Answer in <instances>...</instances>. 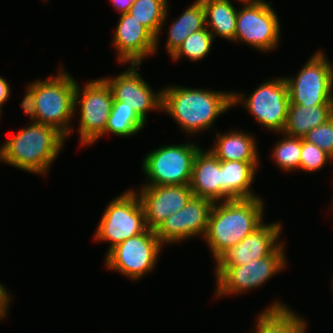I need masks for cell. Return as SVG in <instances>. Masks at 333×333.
I'll return each instance as SVG.
<instances>
[{"instance_id": "cell-34", "label": "cell", "mask_w": 333, "mask_h": 333, "mask_svg": "<svg viewBox=\"0 0 333 333\" xmlns=\"http://www.w3.org/2000/svg\"><path fill=\"white\" fill-rule=\"evenodd\" d=\"M237 1H239L242 4H245V3H255L261 0H237Z\"/></svg>"}, {"instance_id": "cell-11", "label": "cell", "mask_w": 333, "mask_h": 333, "mask_svg": "<svg viewBox=\"0 0 333 333\" xmlns=\"http://www.w3.org/2000/svg\"><path fill=\"white\" fill-rule=\"evenodd\" d=\"M162 246L155 230L147 229L107 251L106 268L137 281L156 267Z\"/></svg>"}, {"instance_id": "cell-18", "label": "cell", "mask_w": 333, "mask_h": 333, "mask_svg": "<svg viewBox=\"0 0 333 333\" xmlns=\"http://www.w3.org/2000/svg\"><path fill=\"white\" fill-rule=\"evenodd\" d=\"M221 161L210 151L200 148L193 162L190 188L193 196L221 202Z\"/></svg>"}, {"instance_id": "cell-7", "label": "cell", "mask_w": 333, "mask_h": 333, "mask_svg": "<svg viewBox=\"0 0 333 333\" xmlns=\"http://www.w3.org/2000/svg\"><path fill=\"white\" fill-rule=\"evenodd\" d=\"M284 245L281 241L268 256L251 260L245 265H228L216 276L215 295L219 298L229 294H243L267 283L286 267Z\"/></svg>"}, {"instance_id": "cell-6", "label": "cell", "mask_w": 333, "mask_h": 333, "mask_svg": "<svg viewBox=\"0 0 333 333\" xmlns=\"http://www.w3.org/2000/svg\"><path fill=\"white\" fill-rule=\"evenodd\" d=\"M200 148L190 142L165 145L150 151L142 162L144 175L149 181L142 186L190 184L193 162Z\"/></svg>"}, {"instance_id": "cell-2", "label": "cell", "mask_w": 333, "mask_h": 333, "mask_svg": "<svg viewBox=\"0 0 333 333\" xmlns=\"http://www.w3.org/2000/svg\"><path fill=\"white\" fill-rule=\"evenodd\" d=\"M165 111L188 135L210 129L217 117L232 107V92L166 86L162 89Z\"/></svg>"}, {"instance_id": "cell-22", "label": "cell", "mask_w": 333, "mask_h": 333, "mask_svg": "<svg viewBox=\"0 0 333 333\" xmlns=\"http://www.w3.org/2000/svg\"><path fill=\"white\" fill-rule=\"evenodd\" d=\"M333 116V105L303 106L289 104L287 121L282 133L303 138L309 131Z\"/></svg>"}, {"instance_id": "cell-23", "label": "cell", "mask_w": 333, "mask_h": 333, "mask_svg": "<svg viewBox=\"0 0 333 333\" xmlns=\"http://www.w3.org/2000/svg\"><path fill=\"white\" fill-rule=\"evenodd\" d=\"M206 27L213 37L235 40L238 10L230 0H202Z\"/></svg>"}, {"instance_id": "cell-26", "label": "cell", "mask_w": 333, "mask_h": 333, "mask_svg": "<svg viewBox=\"0 0 333 333\" xmlns=\"http://www.w3.org/2000/svg\"><path fill=\"white\" fill-rule=\"evenodd\" d=\"M146 122L123 101H113L104 135L112 133L120 137L132 136L143 129Z\"/></svg>"}, {"instance_id": "cell-24", "label": "cell", "mask_w": 333, "mask_h": 333, "mask_svg": "<svg viewBox=\"0 0 333 333\" xmlns=\"http://www.w3.org/2000/svg\"><path fill=\"white\" fill-rule=\"evenodd\" d=\"M168 31L166 50L171 56L184 40L193 32L206 27L205 9L202 0H196L191 6L174 19Z\"/></svg>"}, {"instance_id": "cell-14", "label": "cell", "mask_w": 333, "mask_h": 333, "mask_svg": "<svg viewBox=\"0 0 333 333\" xmlns=\"http://www.w3.org/2000/svg\"><path fill=\"white\" fill-rule=\"evenodd\" d=\"M140 64H130L127 70L113 77H104L112 92L114 101L128 103L135 112L146 122L147 112L162 111V90L154 91L139 74ZM157 92V93H155Z\"/></svg>"}, {"instance_id": "cell-9", "label": "cell", "mask_w": 333, "mask_h": 333, "mask_svg": "<svg viewBox=\"0 0 333 333\" xmlns=\"http://www.w3.org/2000/svg\"><path fill=\"white\" fill-rule=\"evenodd\" d=\"M113 101V92L103 78L86 82L83 90L76 82L74 106L75 112L80 106L78 133L81 145L89 146L104 136Z\"/></svg>"}, {"instance_id": "cell-12", "label": "cell", "mask_w": 333, "mask_h": 333, "mask_svg": "<svg viewBox=\"0 0 333 333\" xmlns=\"http://www.w3.org/2000/svg\"><path fill=\"white\" fill-rule=\"evenodd\" d=\"M271 2L245 3L238 9L234 42L269 52L279 45L280 23Z\"/></svg>"}, {"instance_id": "cell-21", "label": "cell", "mask_w": 333, "mask_h": 333, "mask_svg": "<svg viewBox=\"0 0 333 333\" xmlns=\"http://www.w3.org/2000/svg\"><path fill=\"white\" fill-rule=\"evenodd\" d=\"M256 321V329L250 333H306L308 329L303 317L278 300L263 310Z\"/></svg>"}, {"instance_id": "cell-15", "label": "cell", "mask_w": 333, "mask_h": 333, "mask_svg": "<svg viewBox=\"0 0 333 333\" xmlns=\"http://www.w3.org/2000/svg\"><path fill=\"white\" fill-rule=\"evenodd\" d=\"M281 223L264 222L236 246L223 251L214 261L215 277L228 265H245L251 260L268 256L281 242Z\"/></svg>"}, {"instance_id": "cell-20", "label": "cell", "mask_w": 333, "mask_h": 333, "mask_svg": "<svg viewBox=\"0 0 333 333\" xmlns=\"http://www.w3.org/2000/svg\"><path fill=\"white\" fill-rule=\"evenodd\" d=\"M217 140L209 150L220 161L259 162L257 141L253 135L244 131H232L216 134Z\"/></svg>"}, {"instance_id": "cell-4", "label": "cell", "mask_w": 333, "mask_h": 333, "mask_svg": "<svg viewBox=\"0 0 333 333\" xmlns=\"http://www.w3.org/2000/svg\"><path fill=\"white\" fill-rule=\"evenodd\" d=\"M58 129L30 123L0 147V160L26 172L46 175L66 141Z\"/></svg>"}, {"instance_id": "cell-33", "label": "cell", "mask_w": 333, "mask_h": 333, "mask_svg": "<svg viewBox=\"0 0 333 333\" xmlns=\"http://www.w3.org/2000/svg\"><path fill=\"white\" fill-rule=\"evenodd\" d=\"M136 0H110L117 12L127 13Z\"/></svg>"}, {"instance_id": "cell-13", "label": "cell", "mask_w": 333, "mask_h": 333, "mask_svg": "<svg viewBox=\"0 0 333 333\" xmlns=\"http://www.w3.org/2000/svg\"><path fill=\"white\" fill-rule=\"evenodd\" d=\"M212 205L209 199L192 196L182 209L160 224L156 236L163 245L197 236L204 238Z\"/></svg>"}, {"instance_id": "cell-27", "label": "cell", "mask_w": 333, "mask_h": 333, "mask_svg": "<svg viewBox=\"0 0 333 333\" xmlns=\"http://www.w3.org/2000/svg\"><path fill=\"white\" fill-rule=\"evenodd\" d=\"M213 40L212 33L205 27L189 35L170 57L174 61L183 56L194 62L201 61L209 54Z\"/></svg>"}, {"instance_id": "cell-16", "label": "cell", "mask_w": 333, "mask_h": 333, "mask_svg": "<svg viewBox=\"0 0 333 333\" xmlns=\"http://www.w3.org/2000/svg\"><path fill=\"white\" fill-rule=\"evenodd\" d=\"M136 190L148 229L156 230L169 216L182 209L193 196L190 184L142 186Z\"/></svg>"}, {"instance_id": "cell-29", "label": "cell", "mask_w": 333, "mask_h": 333, "mask_svg": "<svg viewBox=\"0 0 333 333\" xmlns=\"http://www.w3.org/2000/svg\"><path fill=\"white\" fill-rule=\"evenodd\" d=\"M333 161V157L327 152L301 138V156L299 169L307 172H316Z\"/></svg>"}, {"instance_id": "cell-31", "label": "cell", "mask_w": 333, "mask_h": 333, "mask_svg": "<svg viewBox=\"0 0 333 333\" xmlns=\"http://www.w3.org/2000/svg\"><path fill=\"white\" fill-rule=\"evenodd\" d=\"M4 285L0 284V320L7 316V310L9 309V303L11 300V295L9 294ZM8 292V293H7Z\"/></svg>"}, {"instance_id": "cell-17", "label": "cell", "mask_w": 333, "mask_h": 333, "mask_svg": "<svg viewBox=\"0 0 333 333\" xmlns=\"http://www.w3.org/2000/svg\"><path fill=\"white\" fill-rule=\"evenodd\" d=\"M112 43L123 65H141L146 56L156 53V37L128 12L120 14Z\"/></svg>"}, {"instance_id": "cell-5", "label": "cell", "mask_w": 333, "mask_h": 333, "mask_svg": "<svg viewBox=\"0 0 333 333\" xmlns=\"http://www.w3.org/2000/svg\"><path fill=\"white\" fill-rule=\"evenodd\" d=\"M144 209L135 190L113 198L100 218L94 239L109 241V249L147 230Z\"/></svg>"}, {"instance_id": "cell-3", "label": "cell", "mask_w": 333, "mask_h": 333, "mask_svg": "<svg viewBox=\"0 0 333 333\" xmlns=\"http://www.w3.org/2000/svg\"><path fill=\"white\" fill-rule=\"evenodd\" d=\"M263 217L264 202L260 196L213 203L203 239L214 260L258 228Z\"/></svg>"}, {"instance_id": "cell-25", "label": "cell", "mask_w": 333, "mask_h": 333, "mask_svg": "<svg viewBox=\"0 0 333 333\" xmlns=\"http://www.w3.org/2000/svg\"><path fill=\"white\" fill-rule=\"evenodd\" d=\"M168 0H136L128 13L156 37V51L159 37L168 15Z\"/></svg>"}, {"instance_id": "cell-19", "label": "cell", "mask_w": 333, "mask_h": 333, "mask_svg": "<svg viewBox=\"0 0 333 333\" xmlns=\"http://www.w3.org/2000/svg\"><path fill=\"white\" fill-rule=\"evenodd\" d=\"M259 162L221 161V202L257 197L251 189Z\"/></svg>"}, {"instance_id": "cell-1", "label": "cell", "mask_w": 333, "mask_h": 333, "mask_svg": "<svg viewBox=\"0 0 333 333\" xmlns=\"http://www.w3.org/2000/svg\"><path fill=\"white\" fill-rule=\"evenodd\" d=\"M76 82L60 68L56 76L28 84L21 108L33 122L53 126L69 137L73 133L70 123L75 116Z\"/></svg>"}, {"instance_id": "cell-32", "label": "cell", "mask_w": 333, "mask_h": 333, "mask_svg": "<svg viewBox=\"0 0 333 333\" xmlns=\"http://www.w3.org/2000/svg\"><path fill=\"white\" fill-rule=\"evenodd\" d=\"M10 89L9 83L0 76V110L3 108V104L9 99Z\"/></svg>"}, {"instance_id": "cell-30", "label": "cell", "mask_w": 333, "mask_h": 333, "mask_svg": "<svg viewBox=\"0 0 333 333\" xmlns=\"http://www.w3.org/2000/svg\"><path fill=\"white\" fill-rule=\"evenodd\" d=\"M303 139L315 144L333 157V116L322 125L309 131Z\"/></svg>"}, {"instance_id": "cell-10", "label": "cell", "mask_w": 333, "mask_h": 333, "mask_svg": "<svg viewBox=\"0 0 333 333\" xmlns=\"http://www.w3.org/2000/svg\"><path fill=\"white\" fill-rule=\"evenodd\" d=\"M238 103L244 105L255 117L256 122L267 128L266 130L283 132L290 103L284 77L263 82L248 97L242 93L232 92V107Z\"/></svg>"}, {"instance_id": "cell-8", "label": "cell", "mask_w": 333, "mask_h": 333, "mask_svg": "<svg viewBox=\"0 0 333 333\" xmlns=\"http://www.w3.org/2000/svg\"><path fill=\"white\" fill-rule=\"evenodd\" d=\"M289 104L333 105V71L323 51H317L296 76L284 77Z\"/></svg>"}, {"instance_id": "cell-28", "label": "cell", "mask_w": 333, "mask_h": 333, "mask_svg": "<svg viewBox=\"0 0 333 333\" xmlns=\"http://www.w3.org/2000/svg\"><path fill=\"white\" fill-rule=\"evenodd\" d=\"M284 138L279 140L272 150L275 164L284 171H295L300 166L301 138L281 133Z\"/></svg>"}]
</instances>
